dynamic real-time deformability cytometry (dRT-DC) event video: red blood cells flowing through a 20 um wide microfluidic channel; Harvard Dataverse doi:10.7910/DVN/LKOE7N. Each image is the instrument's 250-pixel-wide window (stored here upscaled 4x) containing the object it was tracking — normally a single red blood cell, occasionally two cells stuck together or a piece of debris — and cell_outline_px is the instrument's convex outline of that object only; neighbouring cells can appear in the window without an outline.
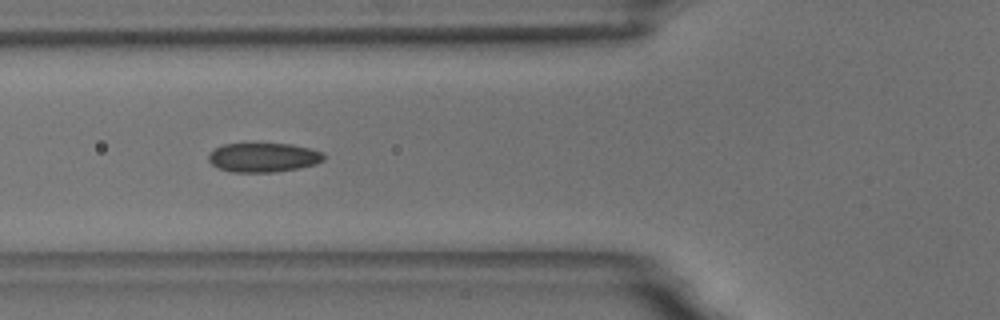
{"species": "common noctule bat (a hibernating species)", "species_latin": "Nyctalus noctula", "temperature_condition": "room temperature", "stored_images_in_passage": 43, "camera_frame_rate_fps": 3000, "um_per_image_px": 0.085, "animal": {"sex": "male", "body_mass_g": 18.8}, "frame": {"image": 1, "passage_image": 7, "time_ms": 2.0, "image_size_px": [1000, 320], "cell_outline_px": [[324, 160], [316, 164], [300, 168], [276, 172], [232, 172], [220, 168], [212, 164], [208, 160], [208, 152], [224, 144], [292, 144], [324, 152]], "centroid_in_image_um": [22.4, 13.39], "position_along_channel_um": 103.4, "area_um2": 19.65}}
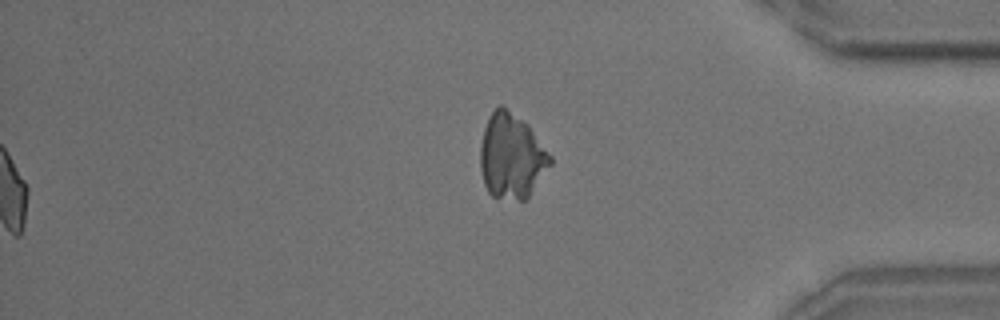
{"frame": {"image": 2, "passage_image": 43, "time_ms": 14.0, "image_size_px": [1000, 320], "cell_outline_px": [[552, 164], [528, 196], [524, 200], [520, 200], [492, 196], [488, 192], [484, 184], [480, 168], [480, 144], [484, 128], [488, 116], [500, 104], [528, 124], [552, 156]], "centroid_in_image_um": [43.47, 13.27], "position_along_channel_um": 391.7, "area_um2": 34.56}, "authors_computed_cell_mechanics": {"area_um2": 19.5364, "velocity_mm_per_s": 3.6266, "shape_relaxation_time_tau1_ms": 5.5171, "shape_relaxation_time_tau2_ms": 1.2284, "deformation_change_tau1": 0.1148, "deformation_change_tau2": 0.0598}}